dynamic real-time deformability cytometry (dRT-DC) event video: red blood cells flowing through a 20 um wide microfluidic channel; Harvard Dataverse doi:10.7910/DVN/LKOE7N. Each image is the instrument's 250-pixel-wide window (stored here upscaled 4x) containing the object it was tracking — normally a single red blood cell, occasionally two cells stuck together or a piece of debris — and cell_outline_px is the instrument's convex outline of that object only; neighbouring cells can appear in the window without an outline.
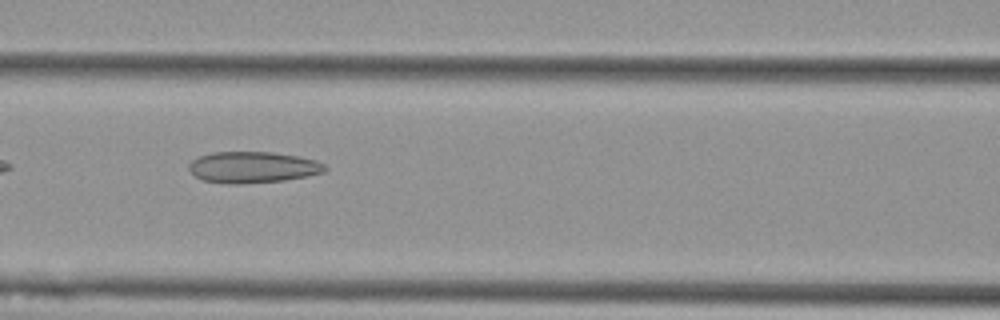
{"species": "Egyptian fruit bat (a non-hibernating species)", "species_latin": "Rousettus aegyptiacus", "temperature_condition": "cold", "stored_images_in_passage": 7, "segment_of_instrument_passage": [1, 2], "camera_frame_rate_fps": 3000, "um_per_image_px": 0.085, "animal": {"sex": "female"}, "frame": {"image": 1, "passage_image": 5, "time_ms": 1.333, "image_size_px": [1000, 320], "cell_outline_px": [[328, 168], [324, 172], [308, 176], [284, 180], [244, 184], [228, 184], [204, 180], [196, 176], [188, 168], [188, 164], [192, 160], [200, 156], [212, 152], [272, 152], [300, 156], [316, 160], [324, 164]], "centroid_in_image_um": [21.51, 14.21], "position_along_channel_um": 145.1, "area_um2": 24.91}}
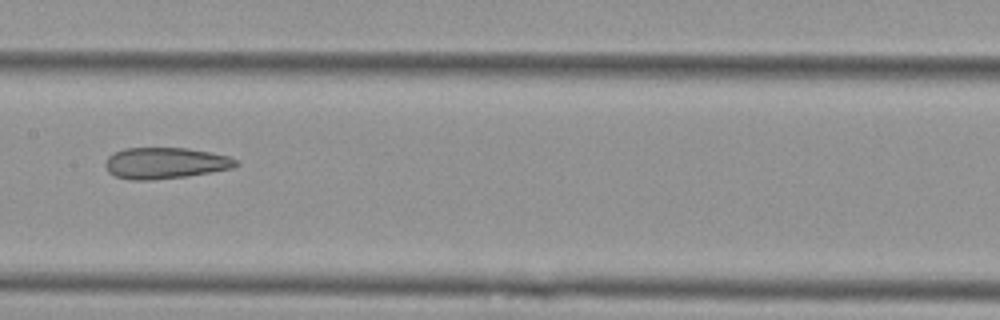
{"frame": {"image": 2, "passage_image": 6, "time_ms": 1.667, "image_size_px": [1000, 320], "cell_outline_px": [[240, 164], [232, 168], [212, 172], [184, 176], [152, 180], [132, 180], [116, 176], [108, 172], [104, 164], [108, 156], [112, 152], [124, 148], [188, 148], [212, 152], [228, 156], [236, 160]], "centroid_in_image_um": [14.03, 13.85], "position_along_channel_um": 193.4, "area_um2": 23.87}}